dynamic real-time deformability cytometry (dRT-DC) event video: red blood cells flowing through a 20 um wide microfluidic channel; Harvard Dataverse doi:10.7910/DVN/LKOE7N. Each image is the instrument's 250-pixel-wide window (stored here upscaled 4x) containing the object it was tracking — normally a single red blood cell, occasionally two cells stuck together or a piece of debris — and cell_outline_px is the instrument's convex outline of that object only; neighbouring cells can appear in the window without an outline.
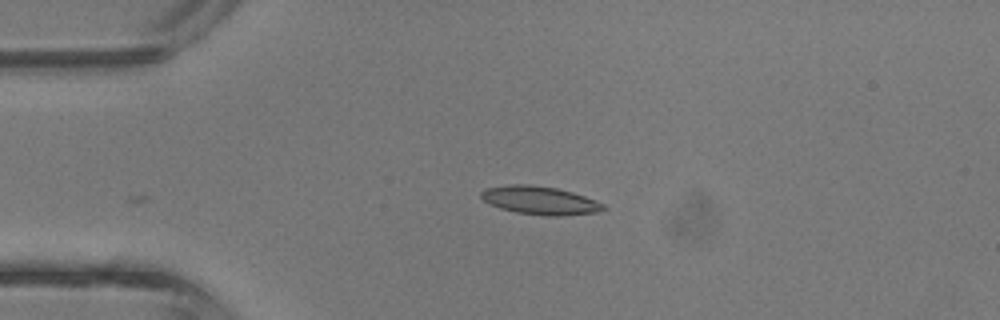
{"species": "common noctule bat (a hibernating species)", "species_latin": "Nyctalus noctula", "temperature_condition": "room temperature", "stored_images_in_passage": 31, "camera_frame_rate_fps": 3000, "um_per_image_px": 0.085, "animal": {"sex": "male", "body_mass_g": 13.3}, "frame": {"image": 1, "passage_image": 1, "time_ms": 0.0, "image_size_px": [1000, 320], "cell_outline_px": [[608, 208], [600, 212], [564, 216], [548, 216], [516, 212], [500, 208], [484, 200], [480, 196], [480, 192], [484, 188], [512, 184], [528, 184], [556, 188], [572, 192], [596, 200], [604, 204]], "centroid_in_image_um": [45.93, 17.04], "position_along_channel_um": 39.1, "area_um2": 20.23}}
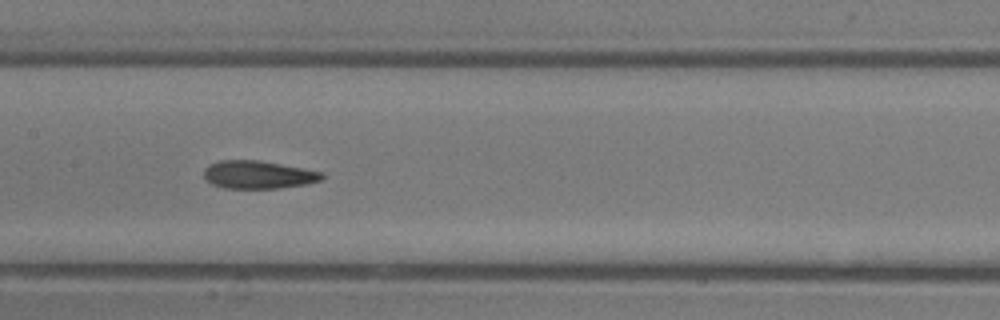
{"frame": {"image": 2, "passage_image": 12, "time_ms": 3.667, "image_size_px": [1000, 320], "cell_outline_px": [[324, 176], [320, 180], [308, 184], [280, 188], [224, 188], [212, 184], [204, 176], [204, 168], [208, 164], [220, 160], [256, 160], [324, 172]], "centroid_in_image_um": [21.94, 14.85], "position_along_channel_um": 185.5, "area_um2": 19.13}}
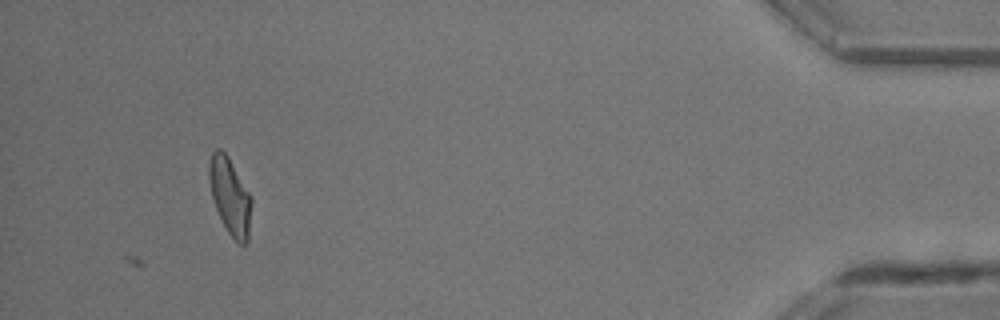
{"frame": {"image": 3, "passage_image": 31, "time_ms": 10.0, "image_size_px": [1000, 320], "cell_outline_px": [[252, 204], [248, 240], [244, 244], [240, 244], [228, 232], [216, 208], [212, 196], [208, 180], [208, 164], [212, 152], [216, 148], [220, 148], [228, 156], [252, 196]], "centroid_in_image_um": [19.56, 16.63], "position_along_channel_um": 415.6, "area_um2": 18.96}, "authors_computed_cell_mechanics": {"area_um2": 18.8428, "velocity_mm_per_s": 4.7735, "shape_relaxation_time_tau1_ms": null, "shape_relaxation_time_tau2_ms": 3.7104, "deformation_change_tau1": null, "deformation_change_tau2": 0.1509}}